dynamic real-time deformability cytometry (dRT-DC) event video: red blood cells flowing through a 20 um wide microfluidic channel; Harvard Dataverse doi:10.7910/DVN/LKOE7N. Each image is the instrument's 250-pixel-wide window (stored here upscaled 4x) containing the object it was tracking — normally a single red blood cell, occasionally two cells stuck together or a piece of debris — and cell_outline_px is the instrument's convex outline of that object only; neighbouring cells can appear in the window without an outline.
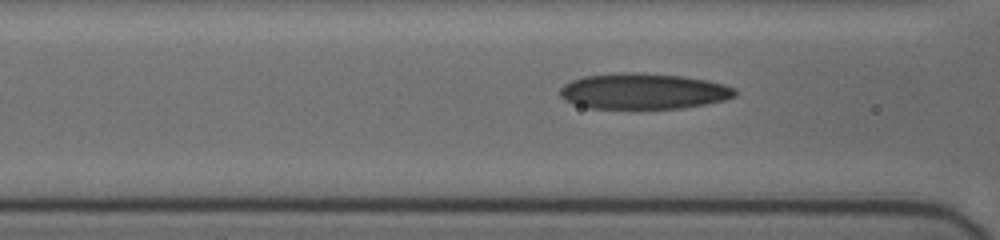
{"species": "human", "species_latin": "Homo sapiens", "temperature_condition": "cold", "stored_images_in_passage": 16, "camera_frame_rate_fps": 3000, "um_per_image_px": 0.085, "donor": {"sex": "female"}, "frame": {"image": 1, "passage_image": 13, "time_ms": 4.0, "image_size_px": [1000, 240], "cell_outline_px": [[736, 96], [724, 100], [704, 104], [680, 108], [588, 108], [564, 100], [560, 96], [560, 88], [564, 84], [572, 80], [584, 76], [620, 72], [644, 72], [680, 76], [708, 80], [724, 84], [736, 88]], "centroid_in_image_um": [54.68, 7.74], "position_along_channel_um": 111.9, "area_um2": 36.59}}